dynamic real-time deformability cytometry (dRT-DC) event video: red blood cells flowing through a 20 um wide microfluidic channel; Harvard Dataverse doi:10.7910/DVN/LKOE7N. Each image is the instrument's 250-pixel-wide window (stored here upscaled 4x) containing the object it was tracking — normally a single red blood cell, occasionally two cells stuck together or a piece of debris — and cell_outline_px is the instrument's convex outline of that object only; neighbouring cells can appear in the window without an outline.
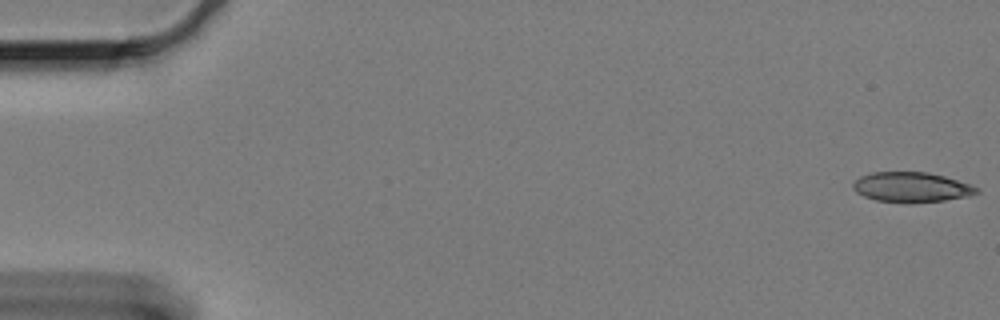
{"species": "Egyptian fruit bat (a non-hibernating species)", "species_latin": "Rousettus aegyptiacus", "temperature_condition": "cold", "stored_images_in_passage": 15, "camera_frame_rate_fps": 3000, "um_per_image_px": 0.085, "animal": {"sex": "female"}, "frame": {"image": 1, "passage_image": 1, "time_ms": 0.0, "image_size_px": [1000, 320], "cell_outline_px": [[980, 192], [968, 196], [944, 200], [876, 200], [864, 196], [856, 192], [852, 188], [852, 184], [860, 176], [872, 172], [928, 172], [944, 176], [972, 184], [980, 188]], "centroid_in_image_um": [77.5, 15.86], "position_along_channel_um": 7.5, "area_um2": 20.92}}